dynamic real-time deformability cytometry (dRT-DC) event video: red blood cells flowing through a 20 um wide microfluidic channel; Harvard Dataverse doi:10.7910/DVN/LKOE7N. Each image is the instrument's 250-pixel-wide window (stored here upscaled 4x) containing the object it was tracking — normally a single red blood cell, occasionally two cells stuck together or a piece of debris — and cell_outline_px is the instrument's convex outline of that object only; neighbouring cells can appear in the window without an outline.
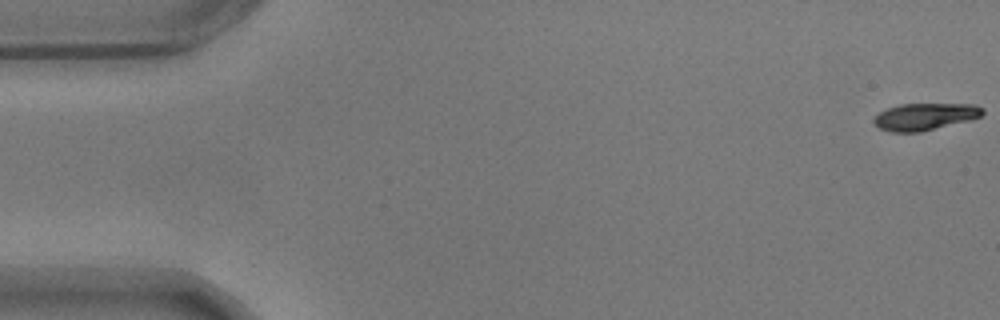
{"species": "common noctule bat (a hibernating species)", "species_latin": "Nyctalus noctula", "temperature_condition": "warm", "stored_images_in_passage": 58, "camera_frame_rate_fps": 3000, "um_per_image_px": 0.085, "animal": {"sex": "male", "body_mass_g": 17.9}, "frame": {"image": 1, "passage_image": 1, "time_ms": 0.0, "image_size_px": [1000, 320], "cell_outline_px": [[984, 112], [980, 116], [968, 120], [920, 132], [892, 132], [880, 128], [872, 120], [880, 112], [888, 108], [900, 104], [976, 104], [984, 108]], "centroid_in_image_um": [78.63, 9.9], "position_along_channel_um": 6.4, "area_um2": 16.88}}
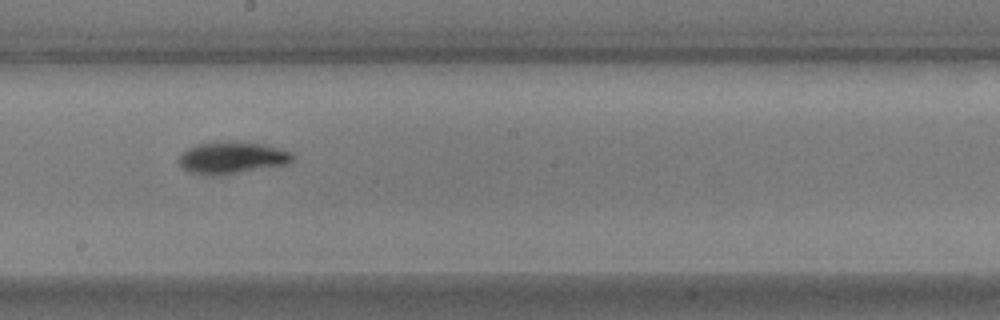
{"frame": {"image": 2, "passage_image": 32, "time_ms": 10.333, "image_size_px": [1000, 320], "cell_outline_px": [[296, 156], [288, 164], [216, 176], [204, 176], [188, 172], [180, 164], [180, 156], [188, 148], [196, 144], [216, 140], [236, 140], [268, 144], [292, 152]], "centroid_in_image_um": [19.75, 13.38], "position_along_channel_um": 228.5, "area_um2": 21.85}}
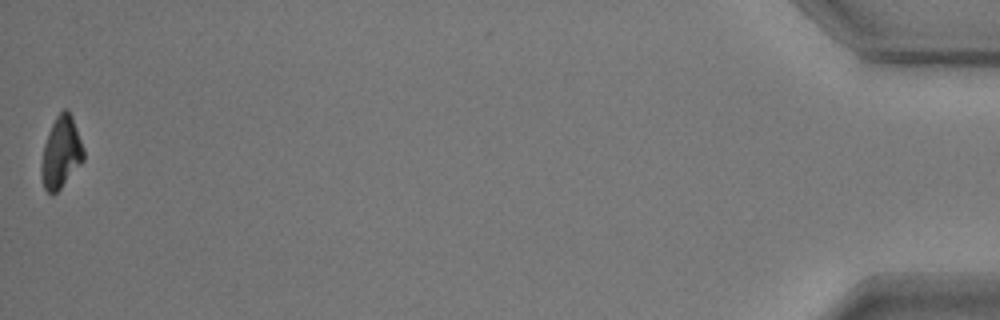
{"frame": {"image": 3, "passage_image": 58, "time_ms": 19.0, "image_size_px": [1000, 320], "cell_outline_px": [[84, 160], [60, 188], [52, 196], [44, 188], [40, 176], [40, 164], [44, 144], [48, 132], [56, 116], [64, 108], [68, 108], [72, 116], [84, 148]], "centroid_in_image_um": [5.17, 12.96], "position_along_channel_um": 430.0, "area_um2": 17.74}, "authors_computed_cell_mechanics": {"area_um2": 18.9295, "velocity_mm_per_s": 3.4624, "shape_relaxation_time_tau1_ms": 3.3489, "shape_relaxation_time_tau2_ms": 5.2279, "deformation_change_tau1": 0.1647, "deformation_change_tau2": 0.0843}}